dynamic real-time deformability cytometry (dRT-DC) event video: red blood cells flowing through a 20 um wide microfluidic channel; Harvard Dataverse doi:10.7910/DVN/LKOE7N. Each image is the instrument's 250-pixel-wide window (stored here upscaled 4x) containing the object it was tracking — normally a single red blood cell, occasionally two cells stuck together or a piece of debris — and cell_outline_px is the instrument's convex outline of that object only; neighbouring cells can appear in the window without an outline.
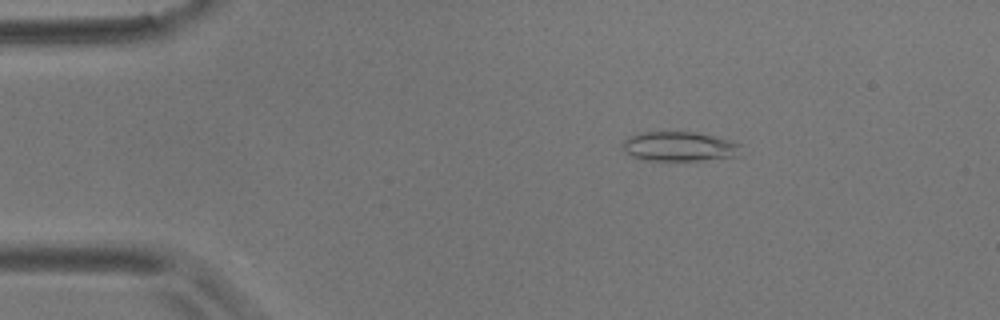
{"species": "common noctule bat (a hibernating species)", "species_latin": "Nyctalus noctula", "temperature_condition": "room temperature", "stored_images_in_passage": 5, "camera_frame_rate_fps": 3000, "um_per_image_px": 0.085, "animal": {"sex": "male", "body_mass_g": 17.9}, "frame": {"image": 1, "passage_image": 3, "time_ms": 2.333, "image_size_px": [1000, 320], "cell_outline_px": [[740, 144], [736, 156], [700, 160], [640, 160], [624, 152], [624, 140], [640, 132], [696, 132], [732, 140]], "centroid_in_image_um": [57.72, 12.44], "position_along_channel_um": 27.3, "area_um2": 20.11}}